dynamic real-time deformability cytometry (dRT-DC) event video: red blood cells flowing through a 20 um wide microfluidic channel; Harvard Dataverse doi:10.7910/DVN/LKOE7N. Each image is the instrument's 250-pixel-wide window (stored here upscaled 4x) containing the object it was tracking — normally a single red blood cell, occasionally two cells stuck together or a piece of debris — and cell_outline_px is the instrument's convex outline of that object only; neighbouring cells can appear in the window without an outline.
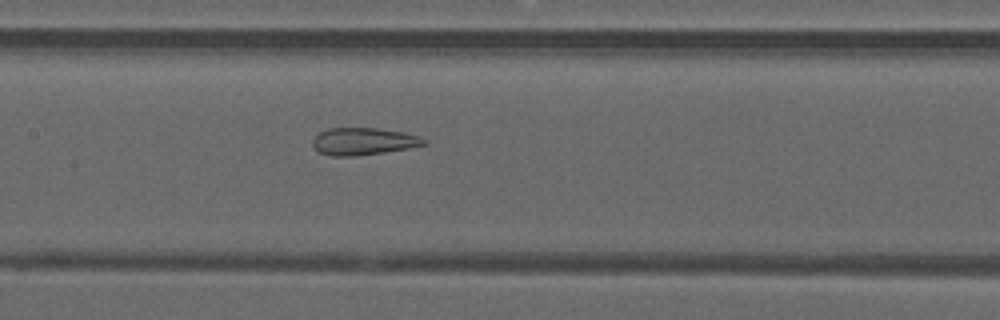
{"species": "common noctule bat (a hibernating species)", "species_latin": "Nyctalus noctula", "temperature_condition": "warm", "stored_images_in_passage": 49, "camera_frame_rate_fps": 3000, "um_per_image_px": 0.085, "animal": {"sex": "male", "forearm_length_mm": 52.5}, "frame": {"image": 1, "passage_image": 24, "time_ms": 7.667, "image_size_px": [1000, 320], "cell_outline_px": [[428, 144], [408, 148], [384, 152], [356, 156], [332, 156], [320, 152], [312, 144], [312, 140], [320, 132], [328, 128], [376, 128], [404, 132], [420, 136]], "centroid_in_image_um": [30.9, 12.01], "position_along_channel_um": 176.5, "area_um2": 17.57}}
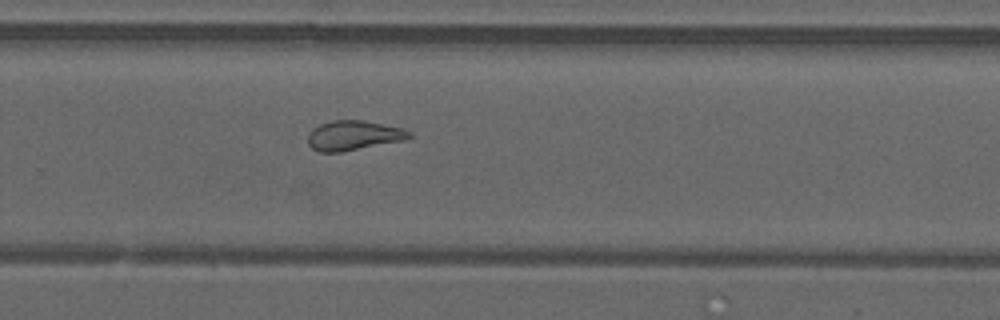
{"frame": {"image": 2, "passage_image": 33, "time_ms": 10.667, "image_size_px": [1000, 320], "cell_outline_px": [[412, 136], [404, 140], [340, 152], [320, 152], [312, 148], [308, 144], [308, 132], [312, 128], [320, 124], [332, 120], [364, 120], [404, 128], [412, 132]], "centroid_in_image_um": [30.04, 11.5], "position_along_channel_um": 299.8, "area_um2": 17.63}}
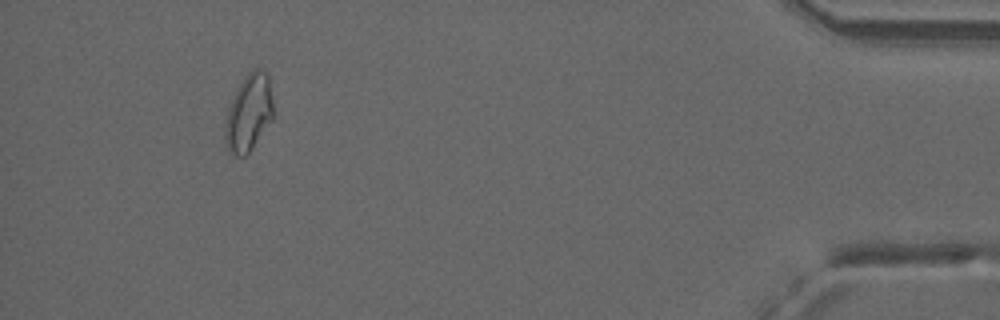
{"frame": {"image": 3, "passage_image": 46, "time_ms": 15.0, "image_size_px": [1000, 320], "cell_outline_px": [[272, 120], [252, 148], [244, 156], [236, 156], [228, 152], [224, 140], [224, 124], [228, 108], [236, 88], [248, 72], [252, 68], [260, 68], [268, 76], [272, 100]], "centroid_in_image_um": [21.11, 9.6], "position_along_channel_um": 414.1, "area_um2": 21.68}, "authors_computed_cell_mechanics": {"area_um2": 21.2126, "velocity_mm_per_s": 4.1381, "shape_relaxation_time_tau1_ms": null, "shape_relaxation_time_tau2_ms": 1.5843, "deformation_change_tau1": null, "deformation_change_tau2": 0.104}}